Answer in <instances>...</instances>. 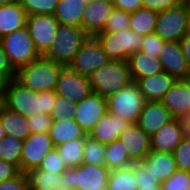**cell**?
<instances>
[{
	"label": "cell",
	"mask_w": 190,
	"mask_h": 190,
	"mask_svg": "<svg viewBox=\"0 0 190 190\" xmlns=\"http://www.w3.org/2000/svg\"><path fill=\"white\" fill-rule=\"evenodd\" d=\"M56 95L55 91L36 92L30 90L13 79L8 83L3 105L26 118L36 116L39 113L50 115Z\"/></svg>",
	"instance_id": "cell-1"
},
{
	"label": "cell",
	"mask_w": 190,
	"mask_h": 190,
	"mask_svg": "<svg viewBox=\"0 0 190 190\" xmlns=\"http://www.w3.org/2000/svg\"><path fill=\"white\" fill-rule=\"evenodd\" d=\"M63 65L44 58L42 55L16 70L15 80L30 90L55 91Z\"/></svg>",
	"instance_id": "cell-2"
},
{
	"label": "cell",
	"mask_w": 190,
	"mask_h": 190,
	"mask_svg": "<svg viewBox=\"0 0 190 190\" xmlns=\"http://www.w3.org/2000/svg\"><path fill=\"white\" fill-rule=\"evenodd\" d=\"M92 92L103 98L116 94L133 82L126 61L110 60L89 76Z\"/></svg>",
	"instance_id": "cell-3"
},
{
	"label": "cell",
	"mask_w": 190,
	"mask_h": 190,
	"mask_svg": "<svg viewBox=\"0 0 190 190\" xmlns=\"http://www.w3.org/2000/svg\"><path fill=\"white\" fill-rule=\"evenodd\" d=\"M88 36L82 27L59 24L55 40L42 56L63 66H69Z\"/></svg>",
	"instance_id": "cell-4"
},
{
	"label": "cell",
	"mask_w": 190,
	"mask_h": 190,
	"mask_svg": "<svg viewBox=\"0 0 190 190\" xmlns=\"http://www.w3.org/2000/svg\"><path fill=\"white\" fill-rule=\"evenodd\" d=\"M0 43L15 70L41 56L36 50L26 26L0 38Z\"/></svg>",
	"instance_id": "cell-5"
},
{
	"label": "cell",
	"mask_w": 190,
	"mask_h": 190,
	"mask_svg": "<svg viewBox=\"0 0 190 190\" xmlns=\"http://www.w3.org/2000/svg\"><path fill=\"white\" fill-rule=\"evenodd\" d=\"M95 36L110 60L128 62L133 53L140 51L143 42V37L131 29L110 33L99 32Z\"/></svg>",
	"instance_id": "cell-6"
},
{
	"label": "cell",
	"mask_w": 190,
	"mask_h": 190,
	"mask_svg": "<svg viewBox=\"0 0 190 190\" xmlns=\"http://www.w3.org/2000/svg\"><path fill=\"white\" fill-rule=\"evenodd\" d=\"M106 100L107 112L118 115L130 124L138 122L145 103V99L134 81Z\"/></svg>",
	"instance_id": "cell-7"
},
{
	"label": "cell",
	"mask_w": 190,
	"mask_h": 190,
	"mask_svg": "<svg viewBox=\"0 0 190 190\" xmlns=\"http://www.w3.org/2000/svg\"><path fill=\"white\" fill-rule=\"evenodd\" d=\"M109 61L110 59L96 36L89 35L83 41L69 67L82 76L89 77Z\"/></svg>",
	"instance_id": "cell-8"
},
{
	"label": "cell",
	"mask_w": 190,
	"mask_h": 190,
	"mask_svg": "<svg viewBox=\"0 0 190 190\" xmlns=\"http://www.w3.org/2000/svg\"><path fill=\"white\" fill-rule=\"evenodd\" d=\"M187 25V8L177 4L158 13L154 32L164 41L179 42L186 35Z\"/></svg>",
	"instance_id": "cell-9"
},
{
	"label": "cell",
	"mask_w": 190,
	"mask_h": 190,
	"mask_svg": "<svg viewBox=\"0 0 190 190\" xmlns=\"http://www.w3.org/2000/svg\"><path fill=\"white\" fill-rule=\"evenodd\" d=\"M109 172L106 166L82 163L69 168V186L72 190H107Z\"/></svg>",
	"instance_id": "cell-10"
},
{
	"label": "cell",
	"mask_w": 190,
	"mask_h": 190,
	"mask_svg": "<svg viewBox=\"0 0 190 190\" xmlns=\"http://www.w3.org/2000/svg\"><path fill=\"white\" fill-rule=\"evenodd\" d=\"M26 27L36 50L43 55L55 40L59 22L54 15H28Z\"/></svg>",
	"instance_id": "cell-11"
},
{
	"label": "cell",
	"mask_w": 190,
	"mask_h": 190,
	"mask_svg": "<svg viewBox=\"0 0 190 190\" xmlns=\"http://www.w3.org/2000/svg\"><path fill=\"white\" fill-rule=\"evenodd\" d=\"M55 92L75 104L93 93L89 77L82 76L69 66L62 67Z\"/></svg>",
	"instance_id": "cell-12"
},
{
	"label": "cell",
	"mask_w": 190,
	"mask_h": 190,
	"mask_svg": "<svg viewBox=\"0 0 190 190\" xmlns=\"http://www.w3.org/2000/svg\"><path fill=\"white\" fill-rule=\"evenodd\" d=\"M55 148L49 133H31L23 140L21 172L37 168L45 156Z\"/></svg>",
	"instance_id": "cell-13"
},
{
	"label": "cell",
	"mask_w": 190,
	"mask_h": 190,
	"mask_svg": "<svg viewBox=\"0 0 190 190\" xmlns=\"http://www.w3.org/2000/svg\"><path fill=\"white\" fill-rule=\"evenodd\" d=\"M107 113V100L98 93H91L75 104L73 119L88 135L103 115Z\"/></svg>",
	"instance_id": "cell-14"
},
{
	"label": "cell",
	"mask_w": 190,
	"mask_h": 190,
	"mask_svg": "<svg viewBox=\"0 0 190 190\" xmlns=\"http://www.w3.org/2000/svg\"><path fill=\"white\" fill-rule=\"evenodd\" d=\"M163 70L177 80H187L190 77L186 58L183 55L180 42L165 41L159 54Z\"/></svg>",
	"instance_id": "cell-15"
},
{
	"label": "cell",
	"mask_w": 190,
	"mask_h": 190,
	"mask_svg": "<svg viewBox=\"0 0 190 190\" xmlns=\"http://www.w3.org/2000/svg\"><path fill=\"white\" fill-rule=\"evenodd\" d=\"M133 162L142 161L151 151V137L137 123L130 124L118 137Z\"/></svg>",
	"instance_id": "cell-16"
},
{
	"label": "cell",
	"mask_w": 190,
	"mask_h": 190,
	"mask_svg": "<svg viewBox=\"0 0 190 190\" xmlns=\"http://www.w3.org/2000/svg\"><path fill=\"white\" fill-rule=\"evenodd\" d=\"M160 102L173 118L182 119L187 116L190 113V82L177 80Z\"/></svg>",
	"instance_id": "cell-17"
},
{
	"label": "cell",
	"mask_w": 190,
	"mask_h": 190,
	"mask_svg": "<svg viewBox=\"0 0 190 190\" xmlns=\"http://www.w3.org/2000/svg\"><path fill=\"white\" fill-rule=\"evenodd\" d=\"M185 136L181 119L173 118L151 136V150L173 153Z\"/></svg>",
	"instance_id": "cell-18"
},
{
	"label": "cell",
	"mask_w": 190,
	"mask_h": 190,
	"mask_svg": "<svg viewBox=\"0 0 190 190\" xmlns=\"http://www.w3.org/2000/svg\"><path fill=\"white\" fill-rule=\"evenodd\" d=\"M172 119V115L160 101H145L137 124L151 137Z\"/></svg>",
	"instance_id": "cell-19"
},
{
	"label": "cell",
	"mask_w": 190,
	"mask_h": 190,
	"mask_svg": "<svg viewBox=\"0 0 190 190\" xmlns=\"http://www.w3.org/2000/svg\"><path fill=\"white\" fill-rule=\"evenodd\" d=\"M145 101H160L169 89L177 82V79L166 71L136 79Z\"/></svg>",
	"instance_id": "cell-20"
},
{
	"label": "cell",
	"mask_w": 190,
	"mask_h": 190,
	"mask_svg": "<svg viewBox=\"0 0 190 190\" xmlns=\"http://www.w3.org/2000/svg\"><path fill=\"white\" fill-rule=\"evenodd\" d=\"M130 125L118 115L106 113L88 134L92 139L98 140L102 144H110L117 140L119 135Z\"/></svg>",
	"instance_id": "cell-21"
},
{
	"label": "cell",
	"mask_w": 190,
	"mask_h": 190,
	"mask_svg": "<svg viewBox=\"0 0 190 190\" xmlns=\"http://www.w3.org/2000/svg\"><path fill=\"white\" fill-rule=\"evenodd\" d=\"M112 2H93L86 6L82 16V28L88 35L95 36L103 31L107 19L114 9Z\"/></svg>",
	"instance_id": "cell-22"
},
{
	"label": "cell",
	"mask_w": 190,
	"mask_h": 190,
	"mask_svg": "<svg viewBox=\"0 0 190 190\" xmlns=\"http://www.w3.org/2000/svg\"><path fill=\"white\" fill-rule=\"evenodd\" d=\"M26 175L30 190H72L69 186V168L61 174L34 168Z\"/></svg>",
	"instance_id": "cell-23"
},
{
	"label": "cell",
	"mask_w": 190,
	"mask_h": 190,
	"mask_svg": "<svg viewBox=\"0 0 190 190\" xmlns=\"http://www.w3.org/2000/svg\"><path fill=\"white\" fill-rule=\"evenodd\" d=\"M141 162L159 183L167 180L178 170L174 155L171 152L151 150Z\"/></svg>",
	"instance_id": "cell-24"
},
{
	"label": "cell",
	"mask_w": 190,
	"mask_h": 190,
	"mask_svg": "<svg viewBox=\"0 0 190 190\" xmlns=\"http://www.w3.org/2000/svg\"><path fill=\"white\" fill-rule=\"evenodd\" d=\"M27 14L21 3L0 5V38L26 26Z\"/></svg>",
	"instance_id": "cell-25"
},
{
	"label": "cell",
	"mask_w": 190,
	"mask_h": 190,
	"mask_svg": "<svg viewBox=\"0 0 190 190\" xmlns=\"http://www.w3.org/2000/svg\"><path fill=\"white\" fill-rule=\"evenodd\" d=\"M128 64L133 81L164 71L158 58L148 55L142 51L133 53L128 59Z\"/></svg>",
	"instance_id": "cell-26"
},
{
	"label": "cell",
	"mask_w": 190,
	"mask_h": 190,
	"mask_svg": "<svg viewBox=\"0 0 190 190\" xmlns=\"http://www.w3.org/2000/svg\"><path fill=\"white\" fill-rule=\"evenodd\" d=\"M0 120L5 134L11 137L25 140L30 134V126L27 118L0 105Z\"/></svg>",
	"instance_id": "cell-27"
},
{
	"label": "cell",
	"mask_w": 190,
	"mask_h": 190,
	"mask_svg": "<svg viewBox=\"0 0 190 190\" xmlns=\"http://www.w3.org/2000/svg\"><path fill=\"white\" fill-rule=\"evenodd\" d=\"M86 4L82 0H59L54 16L62 25L82 27Z\"/></svg>",
	"instance_id": "cell-28"
},
{
	"label": "cell",
	"mask_w": 190,
	"mask_h": 190,
	"mask_svg": "<svg viewBox=\"0 0 190 190\" xmlns=\"http://www.w3.org/2000/svg\"><path fill=\"white\" fill-rule=\"evenodd\" d=\"M49 135L55 147L71 140L85 139L87 136L73 118L69 120L63 119L59 122H52Z\"/></svg>",
	"instance_id": "cell-29"
},
{
	"label": "cell",
	"mask_w": 190,
	"mask_h": 190,
	"mask_svg": "<svg viewBox=\"0 0 190 190\" xmlns=\"http://www.w3.org/2000/svg\"><path fill=\"white\" fill-rule=\"evenodd\" d=\"M157 16V12L141 7L136 12L131 13L129 29L142 37L153 33Z\"/></svg>",
	"instance_id": "cell-30"
},
{
	"label": "cell",
	"mask_w": 190,
	"mask_h": 190,
	"mask_svg": "<svg viewBox=\"0 0 190 190\" xmlns=\"http://www.w3.org/2000/svg\"><path fill=\"white\" fill-rule=\"evenodd\" d=\"M84 146L85 139H76L62 143L55 148L63 159V163L68 168H74L83 163Z\"/></svg>",
	"instance_id": "cell-31"
},
{
	"label": "cell",
	"mask_w": 190,
	"mask_h": 190,
	"mask_svg": "<svg viewBox=\"0 0 190 190\" xmlns=\"http://www.w3.org/2000/svg\"><path fill=\"white\" fill-rule=\"evenodd\" d=\"M132 162L122 142L118 139L106 145L105 166L109 170L129 167Z\"/></svg>",
	"instance_id": "cell-32"
},
{
	"label": "cell",
	"mask_w": 190,
	"mask_h": 190,
	"mask_svg": "<svg viewBox=\"0 0 190 190\" xmlns=\"http://www.w3.org/2000/svg\"><path fill=\"white\" fill-rule=\"evenodd\" d=\"M107 190H138L131 167L110 170Z\"/></svg>",
	"instance_id": "cell-33"
},
{
	"label": "cell",
	"mask_w": 190,
	"mask_h": 190,
	"mask_svg": "<svg viewBox=\"0 0 190 190\" xmlns=\"http://www.w3.org/2000/svg\"><path fill=\"white\" fill-rule=\"evenodd\" d=\"M23 140L5 135L0 141V159L15 164L21 172Z\"/></svg>",
	"instance_id": "cell-34"
},
{
	"label": "cell",
	"mask_w": 190,
	"mask_h": 190,
	"mask_svg": "<svg viewBox=\"0 0 190 190\" xmlns=\"http://www.w3.org/2000/svg\"><path fill=\"white\" fill-rule=\"evenodd\" d=\"M106 145L90 136L85 137L83 163L105 166Z\"/></svg>",
	"instance_id": "cell-35"
},
{
	"label": "cell",
	"mask_w": 190,
	"mask_h": 190,
	"mask_svg": "<svg viewBox=\"0 0 190 190\" xmlns=\"http://www.w3.org/2000/svg\"><path fill=\"white\" fill-rule=\"evenodd\" d=\"M28 15H54L59 0H19Z\"/></svg>",
	"instance_id": "cell-36"
},
{
	"label": "cell",
	"mask_w": 190,
	"mask_h": 190,
	"mask_svg": "<svg viewBox=\"0 0 190 190\" xmlns=\"http://www.w3.org/2000/svg\"><path fill=\"white\" fill-rule=\"evenodd\" d=\"M131 13L122 9L114 8L110 17L107 19L103 31L101 32H119L129 29Z\"/></svg>",
	"instance_id": "cell-37"
},
{
	"label": "cell",
	"mask_w": 190,
	"mask_h": 190,
	"mask_svg": "<svg viewBox=\"0 0 190 190\" xmlns=\"http://www.w3.org/2000/svg\"><path fill=\"white\" fill-rule=\"evenodd\" d=\"M75 114V103L62 96L56 95L55 104L53 106L50 117L53 122H59L63 119H72Z\"/></svg>",
	"instance_id": "cell-38"
},
{
	"label": "cell",
	"mask_w": 190,
	"mask_h": 190,
	"mask_svg": "<svg viewBox=\"0 0 190 190\" xmlns=\"http://www.w3.org/2000/svg\"><path fill=\"white\" fill-rule=\"evenodd\" d=\"M161 186L163 190H190V171L178 169Z\"/></svg>",
	"instance_id": "cell-39"
},
{
	"label": "cell",
	"mask_w": 190,
	"mask_h": 190,
	"mask_svg": "<svg viewBox=\"0 0 190 190\" xmlns=\"http://www.w3.org/2000/svg\"><path fill=\"white\" fill-rule=\"evenodd\" d=\"M37 169L55 174H61L64 173L68 167L63 163V159L59 156L58 150L54 148L48 152Z\"/></svg>",
	"instance_id": "cell-40"
},
{
	"label": "cell",
	"mask_w": 190,
	"mask_h": 190,
	"mask_svg": "<svg viewBox=\"0 0 190 190\" xmlns=\"http://www.w3.org/2000/svg\"><path fill=\"white\" fill-rule=\"evenodd\" d=\"M130 167L136 179L138 189L148 186H161V183H159L157 179H154V176L147 170L141 161L132 162Z\"/></svg>",
	"instance_id": "cell-41"
},
{
	"label": "cell",
	"mask_w": 190,
	"mask_h": 190,
	"mask_svg": "<svg viewBox=\"0 0 190 190\" xmlns=\"http://www.w3.org/2000/svg\"><path fill=\"white\" fill-rule=\"evenodd\" d=\"M177 168L190 171V137L185 136L173 152Z\"/></svg>",
	"instance_id": "cell-42"
},
{
	"label": "cell",
	"mask_w": 190,
	"mask_h": 190,
	"mask_svg": "<svg viewBox=\"0 0 190 190\" xmlns=\"http://www.w3.org/2000/svg\"><path fill=\"white\" fill-rule=\"evenodd\" d=\"M164 40L155 32L143 36L140 51L159 59Z\"/></svg>",
	"instance_id": "cell-43"
},
{
	"label": "cell",
	"mask_w": 190,
	"mask_h": 190,
	"mask_svg": "<svg viewBox=\"0 0 190 190\" xmlns=\"http://www.w3.org/2000/svg\"><path fill=\"white\" fill-rule=\"evenodd\" d=\"M31 133H49L52 125V118L48 114L39 113L36 116L27 118Z\"/></svg>",
	"instance_id": "cell-44"
},
{
	"label": "cell",
	"mask_w": 190,
	"mask_h": 190,
	"mask_svg": "<svg viewBox=\"0 0 190 190\" xmlns=\"http://www.w3.org/2000/svg\"><path fill=\"white\" fill-rule=\"evenodd\" d=\"M0 190H30L26 173H20L15 178L0 182Z\"/></svg>",
	"instance_id": "cell-45"
},
{
	"label": "cell",
	"mask_w": 190,
	"mask_h": 190,
	"mask_svg": "<svg viewBox=\"0 0 190 190\" xmlns=\"http://www.w3.org/2000/svg\"><path fill=\"white\" fill-rule=\"evenodd\" d=\"M178 4L177 0H142V7L157 13L168 10Z\"/></svg>",
	"instance_id": "cell-46"
},
{
	"label": "cell",
	"mask_w": 190,
	"mask_h": 190,
	"mask_svg": "<svg viewBox=\"0 0 190 190\" xmlns=\"http://www.w3.org/2000/svg\"><path fill=\"white\" fill-rule=\"evenodd\" d=\"M20 173L19 168L15 164L0 159V182L11 180Z\"/></svg>",
	"instance_id": "cell-47"
},
{
	"label": "cell",
	"mask_w": 190,
	"mask_h": 190,
	"mask_svg": "<svg viewBox=\"0 0 190 190\" xmlns=\"http://www.w3.org/2000/svg\"><path fill=\"white\" fill-rule=\"evenodd\" d=\"M15 73L16 70L10 64L0 43V74L5 75L9 80H13L15 79Z\"/></svg>",
	"instance_id": "cell-48"
},
{
	"label": "cell",
	"mask_w": 190,
	"mask_h": 190,
	"mask_svg": "<svg viewBox=\"0 0 190 190\" xmlns=\"http://www.w3.org/2000/svg\"><path fill=\"white\" fill-rule=\"evenodd\" d=\"M115 8L133 13L142 7V0H112Z\"/></svg>",
	"instance_id": "cell-49"
},
{
	"label": "cell",
	"mask_w": 190,
	"mask_h": 190,
	"mask_svg": "<svg viewBox=\"0 0 190 190\" xmlns=\"http://www.w3.org/2000/svg\"><path fill=\"white\" fill-rule=\"evenodd\" d=\"M179 42L183 55L186 58L188 68L190 70V36L185 35Z\"/></svg>",
	"instance_id": "cell-50"
},
{
	"label": "cell",
	"mask_w": 190,
	"mask_h": 190,
	"mask_svg": "<svg viewBox=\"0 0 190 190\" xmlns=\"http://www.w3.org/2000/svg\"><path fill=\"white\" fill-rule=\"evenodd\" d=\"M10 80L3 74H0V105L4 104L8 83Z\"/></svg>",
	"instance_id": "cell-51"
},
{
	"label": "cell",
	"mask_w": 190,
	"mask_h": 190,
	"mask_svg": "<svg viewBox=\"0 0 190 190\" xmlns=\"http://www.w3.org/2000/svg\"><path fill=\"white\" fill-rule=\"evenodd\" d=\"M185 131V135L190 137V113L181 119Z\"/></svg>",
	"instance_id": "cell-52"
},
{
	"label": "cell",
	"mask_w": 190,
	"mask_h": 190,
	"mask_svg": "<svg viewBox=\"0 0 190 190\" xmlns=\"http://www.w3.org/2000/svg\"><path fill=\"white\" fill-rule=\"evenodd\" d=\"M138 190H163L162 186H148Z\"/></svg>",
	"instance_id": "cell-53"
},
{
	"label": "cell",
	"mask_w": 190,
	"mask_h": 190,
	"mask_svg": "<svg viewBox=\"0 0 190 190\" xmlns=\"http://www.w3.org/2000/svg\"><path fill=\"white\" fill-rule=\"evenodd\" d=\"M86 5H89V4H91V3H93V2H95V1H97V2H112V0H82Z\"/></svg>",
	"instance_id": "cell-54"
},
{
	"label": "cell",
	"mask_w": 190,
	"mask_h": 190,
	"mask_svg": "<svg viewBox=\"0 0 190 190\" xmlns=\"http://www.w3.org/2000/svg\"><path fill=\"white\" fill-rule=\"evenodd\" d=\"M187 12H188V25H187L186 35L190 36V7L187 8Z\"/></svg>",
	"instance_id": "cell-55"
},
{
	"label": "cell",
	"mask_w": 190,
	"mask_h": 190,
	"mask_svg": "<svg viewBox=\"0 0 190 190\" xmlns=\"http://www.w3.org/2000/svg\"><path fill=\"white\" fill-rule=\"evenodd\" d=\"M178 4L183 5L186 8L190 7V0H177Z\"/></svg>",
	"instance_id": "cell-56"
},
{
	"label": "cell",
	"mask_w": 190,
	"mask_h": 190,
	"mask_svg": "<svg viewBox=\"0 0 190 190\" xmlns=\"http://www.w3.org/2000/svg\"><path fill=\"white\" fill-rule=\"evenodd\" d=\"M19 0H0V5L11 4L18 2Z\"/></svg>",
	"instance_id": "cell-57"
},
{
	"label": "cell",
	"mask_w": 190,
	"mask_h": 190,
	"mask_svg": "<svg viewBox=\"0 0 190 190\" xmlns=\"http://www.w3.org/2000/svg\"><path fill=\"white\" fill-rule=\"evenodd\" d=\"M5 131L3 129V126H2V123H1V120H0V141L5 137Z\"/></svg>",
	"instance_id": "cell-58"
}]
</instances>
